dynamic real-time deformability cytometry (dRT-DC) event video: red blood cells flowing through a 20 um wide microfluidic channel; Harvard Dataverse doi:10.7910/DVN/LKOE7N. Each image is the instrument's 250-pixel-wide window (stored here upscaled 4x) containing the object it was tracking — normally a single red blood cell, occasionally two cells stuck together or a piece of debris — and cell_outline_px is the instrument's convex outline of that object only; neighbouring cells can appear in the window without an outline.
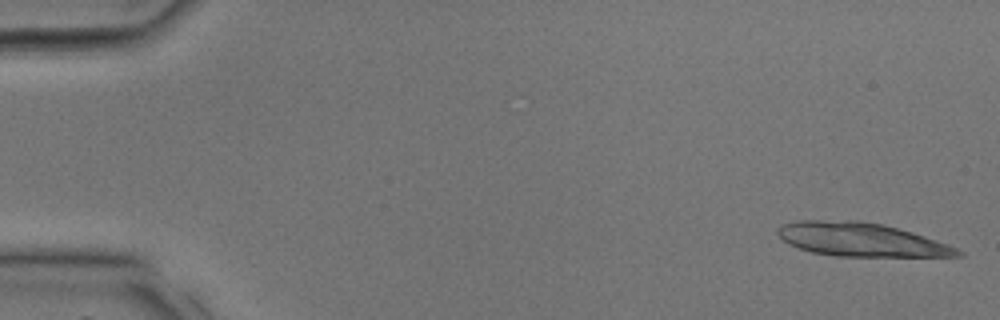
{"species": "common noctule bat (a hibernating species)", "species_latin": "Nyctalus noctula", "temperature_condition": "room temperature", "stored_images_in_passage": 4, "camera_frame_rate_fps": 3000, "um_per_image_px": 0.085, "animal": {"sex": "male", "body_mass_g": 17.9, "forearm_length_mm": 54.2}, "frame": {"image": 1, "passage_image": 1, "time_ms": 0.0, "image_size_px": [1000, 320], "cell_outline_px": [[964, 256], [832, 256], [812, 252], [788, 244], [776, 232], [776, 228], [784, 224], [800, 220], [860, 220], [884, 224], [912, 232], [948, 244], [964, 252]], "centroid_in_image_um": [73.18, 20.36], "position_along_channel_um": 11.8, "area_um2": 35.2}}